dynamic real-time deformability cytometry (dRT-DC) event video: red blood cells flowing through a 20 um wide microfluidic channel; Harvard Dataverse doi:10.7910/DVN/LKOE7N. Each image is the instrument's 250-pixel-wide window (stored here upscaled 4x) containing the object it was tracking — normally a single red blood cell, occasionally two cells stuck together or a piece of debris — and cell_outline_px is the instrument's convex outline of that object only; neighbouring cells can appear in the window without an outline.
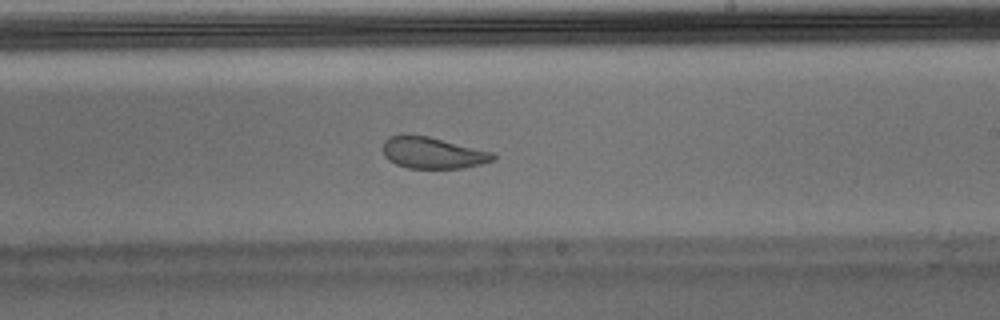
{"species": "Egyptian fruit bat (a non-hibernating species)", "species_latin": "Rousettus aegyptiacus", "temperature_condition": "warm", "stored_images_in_passage": 53, "camera_frame_rate_fps": 3000, "um_per_image_px": 0.085, "animal": {"sex": "male"}, "frame": {"image": 1, "passage_image": 31, "time_ms": 10.0, "image_size_px": [1000, 320], "cell_outline_px": [[496, 160], [464, 168], [408, 168], [396, 164], [388, 160], [384, 156], [384, 140], [388, 136], [400, 132], [404, 132], [428, 136], [492, 152], [496, 156]], "centroid_in_image_um": [36.73, 12.96], "position_along_channel_um": 252.3, "area_um2": 20.52}, "authors_computed_cell_mechanics": {"area_um2": 22.8888, "velocity_mm_per_s": 3.7533, "shape_relaxation_time_tau1_ms": null, "shape_relaxation_time_tau2_ms": 1.7285, "deformation_change_tau1": null, "deformation_change_tau2": 0.0851}}